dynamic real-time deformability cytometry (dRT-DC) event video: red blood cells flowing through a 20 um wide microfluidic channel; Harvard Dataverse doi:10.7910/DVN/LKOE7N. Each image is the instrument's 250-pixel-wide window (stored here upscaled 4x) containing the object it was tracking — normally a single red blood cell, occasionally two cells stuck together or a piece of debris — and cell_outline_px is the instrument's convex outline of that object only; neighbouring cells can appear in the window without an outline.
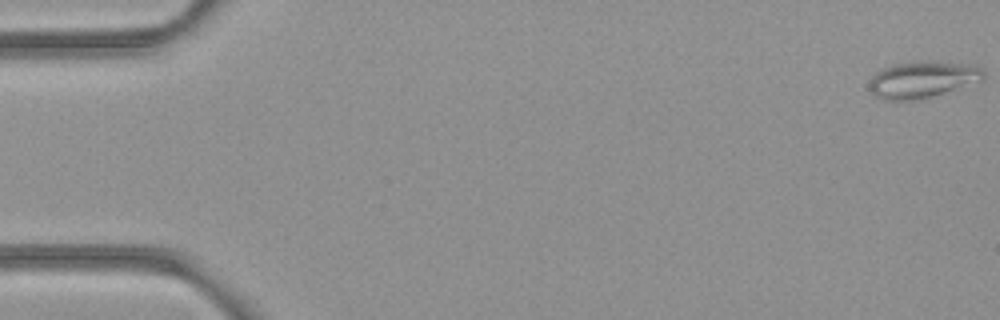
{"species": "common noctule bat (a hibernating species)", "species_latin": "Nyctalus noctula", "temperature_condition": "room temperature", "stored_images_in_passage": 53, "camera_frame_rate_fps": 3000, "um_per_image_px": 0.085, "animal": {"sex": "female", "body_mass_g": 21.9}, "frame": {"image": 1, "passage_image": 1, "time_ms": 0.0, "image_size_px": [1000, 320], "cell_outline_px": [[984, 80], [928, 96], [912, 100], [884, 100], [876, 96], [868, 88], [868, 84], [872, 76], [876, 72], [892, 64], [916, 60], [932, 60], [976, 64], [984, 68]], "centroid_in_image_um": [78.42, 6.7], "position_along_channel_um": 6.6, "area_um2": 24.62}}
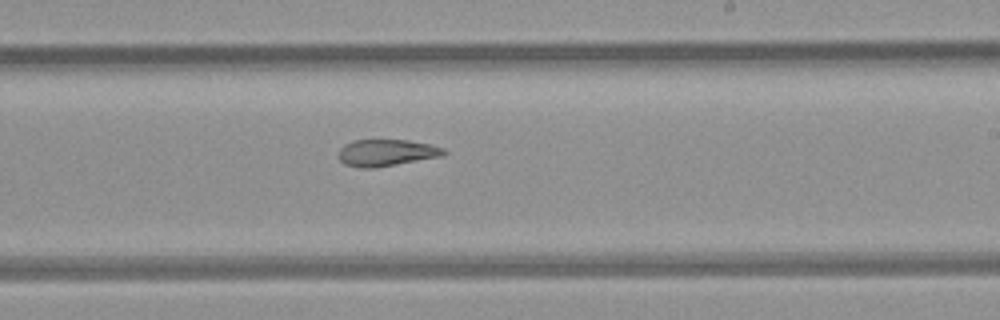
{"frame": {"image": 2, "passage_image": 32, "time_ms": 10.333, "image_size_px": [1000, 320], "cell_outline_px": [[448, 152], [440, 156], [372, 168], [360, 168], [344, 164], [340, 160], [336, 152], [344, 144], [352, 140], [408, 140], [428, 144], [444, 148]], "centroid_in_image_um": [32.77, 12.97], "position_along_channel_um": 256.2, "area_um2": 16.3}}
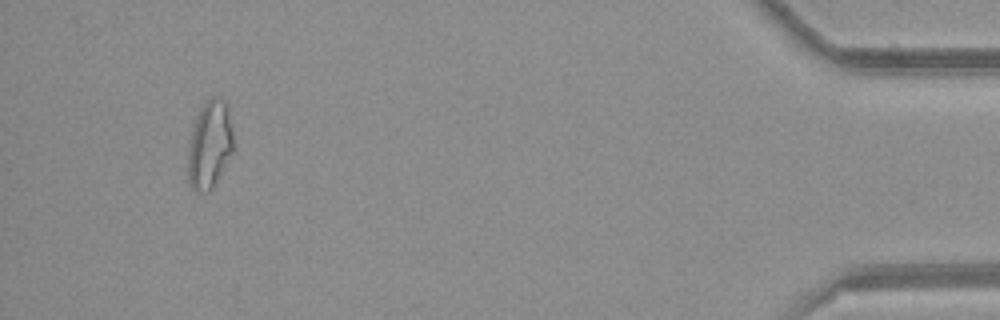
{"frame": {"image": 3, "passage_image": 50, "time_ms": 16.333, "image_size_px": [1000, 320], "cell_outline_px": [[232, 152], [212, 188], [208, 192], [196, 192], [192, 188], [188, 180], [188, 148], [192, 128], [196, 116], [204, 104], [212, 96], [216, 96], [224, 100], [232, 128]], "centroid_in_image_um": [17.79, 12.32], "position_along_channel_um": 417.4, "area_um2": 22.83}, "authors_computed_cell_mechanics": {"area_um2": 20.7502, "velocity_mm_per_s": 3.9836, "shape_relaxation_time_tau1_ms": null, "shape_relaxation_time_tau2_ms": 7.0085, "deformation_change_tau1": null, "deformation_change_tau2": 0.1688}}